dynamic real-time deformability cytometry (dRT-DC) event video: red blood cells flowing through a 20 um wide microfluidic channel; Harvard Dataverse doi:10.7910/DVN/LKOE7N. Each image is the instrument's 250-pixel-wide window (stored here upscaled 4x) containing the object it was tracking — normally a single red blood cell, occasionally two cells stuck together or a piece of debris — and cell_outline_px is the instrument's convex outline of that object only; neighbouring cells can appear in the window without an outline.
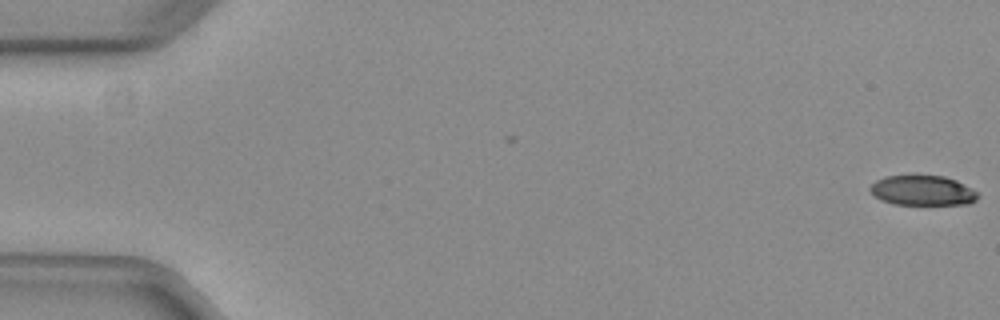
{"species": "common noctule bat (a hibernating species)", "species_latin": "Nyctalus noctula", "temperature_condition": "warm", "stored_images_in_passage": 37, "camera_frame_rate_fps": 3000, "um_per_image_px": 0.085, "animal": {"sex": "female", "body_mass_g": 29.2, "forearm_length_mm": 56.3}, "frame": {"image": 1, "passage_image": 1, "time_ms": 0.0, "image_size_px": [1000, 320], "cell_outline_px": [[980, 196], [976, 200], [968, 204], [892, 204], [880, 200], [868, 188], [876, 180], [884, 176], [944, 176], [956, 180], [976, 192]], "centroid_in_image_um": [78.4, 16.2], "position_along_channel_um": 6.6, "area_um2": 18.61}}
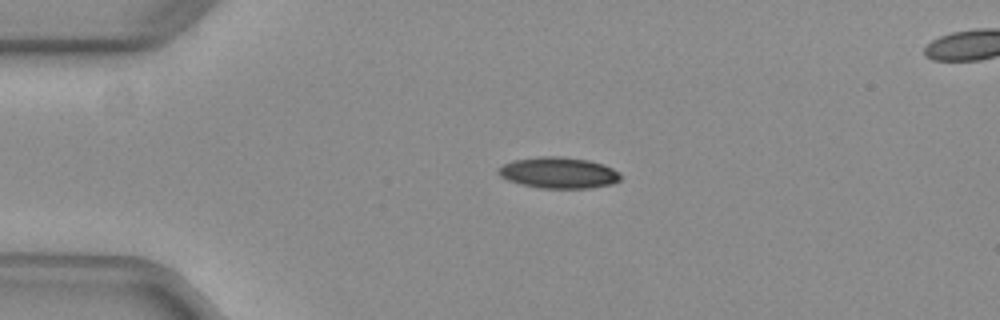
{"frame": {"image": 2, "passage_image": 13, "time_ms": 4.0, "image_size_px": [1000, 320], "cell_outline_px": [[620, 180], [612, 184], [588, 188], [540, 188], [520, 184], [508, 180], [500, 176], [496, 172], [496, 168], [512, 160], [540, 156], [560, 156], [588, 160], [612, 168], [620, 172]], "centroid_in_image_um": [47.43, 14.68], "position_along_channel_um": 37.6, "area_um2": 22.25}}
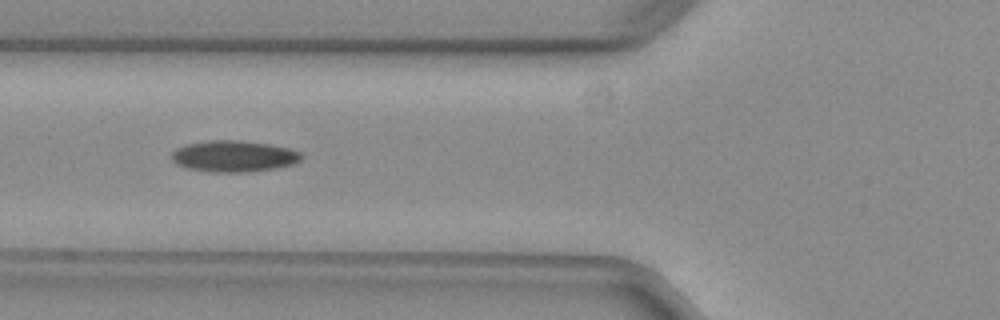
{"frame": {"image": 3, "passage_image": 21, "time_ms": 6.667, "image_size_px": [1000, 320], "cell_outline_px": [[300, 160], [292, 164], [276, 168], [248, 172], [208, 172], [184, 168], [176, 164], [172, 160], [172, 152], [176, 148], [188, 144], [208, 140], [240, 140], [268, 144], [288, 148], [300, 152]], "centroid_in_image_um": [19.82, 13.28], "position_along_channel_um": 106.0, "area_um2": 23.7}, "authors_computed_cell_mechanics": {"area_um2": 22.542, "velocity_mm_per_s": 3.9699, "shape_relaxation_time_tau1_ms": 8.5943, "shape_relaxation_time_tau2_ms": 3.5492, "deformation_change_tau1": 0.2156, "deformation_change_tau2": 0.1022}}